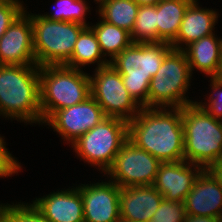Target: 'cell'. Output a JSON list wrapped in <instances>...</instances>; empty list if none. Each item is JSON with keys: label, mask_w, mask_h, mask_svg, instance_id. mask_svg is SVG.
<instances>
[{"label": "cell", "mask_w": 222, "mask_h": 222, "mask_svg": "<svg viewBox=\"0 0 222 222\" xmlns=\"http://www.w3.org/2000/svg\"><path fill=\"white\" fill-rule=\"evenodd\" d=\"M130 37L134 43H157V3L139 6Z\"/></svg>", "instance_id": "d4e9b609"}, {"label": "cell", "mask_w": 222, "mask_h": 222, "mask_svg": "<svg viewBox=\"0 0 222 222\" xmlns=\"http://www.w3.org/2000/svg\"><path fill=\"white\" fill-rule=\"evenodd\" d=\"M160 161L127 140L107 172V177L121 188L153 185Z\"/></svg>", "instance_id": "30bf717a"}, {"label": "cell", "mask_w": 222, "mask_h": 222, "mask_svg": "<svg viewBox=\"0 0 222 222\" xmlns=\"http://www.w3.org/2000/svg\"><path fill=\"white\" fill-rule=\"evenodd\" d=\"M139 6L143 5H154L158 0H134Z\"/></svg>", "instance_id": "d6a6232c"}, {"label": "cell", "mask_w": 222, "mask_h": 222, "mask_svg": "<svg viewBox=\"0 0 222 222\" xmlns=\"http://www.w3.org/2000/svg\"><path fill=\"white\" fill-rule=\"evenodd\" d=\"M81 184V185H80ZM83 202L84 222H119L121 187L109 178L76 184Z\"/></svg>", "instance_id": "7c38bea8"}, {"label": "cell", "mask_w": 222, "mask_h": 222, "mask_svg": "<svg viewBox=\"0 0 222 222\" xmlns=\"http://www.w3.org/2000/svg\"><path fill=\"white\" fill-rule=\"evenodd\" d=\"M105 117L102 108L90 96L84 102L55 111L43 126H48L47 128L59 134L61 141L70 147Z\"/></svg>", "instance_id": "8fae6325"}, {"label": "cell", "mask_w": 222, "mask_h": 222, "mask_svg": "<svg viewBox=\"0 0 222 222\" xmlns=\"http://www.w3.org/2000/svg\"><path fill=\"white\" fill-rule=\"evenodd\" d=\"M108 64L110 62L104 57L94 31L90 26H86L78 36L71 58L64 66L85 70L91 65L98 69Z\"/></svg>", "instance_id": "ffe728a7"}, {"label": "cell", "mask_w": 222, "mask_h": 222, "mask_svg": "<svg viewBox=\"0 0 222 222\" xmlns=\"http://www.w3.org/2000/svg\"><path fill=\"white\" fill-rule=\"evenodd\" d=\"M203 168L185 160L161 162L153 186L166 200L184 202Z\"/></svg>", "instance_id": "5bb4252c"}, {"label": "cell", "mask_w": 222, "mask_h": 222, "mask_svg": "<svg viewBox=\"0 0 222 222\" xmlns=\"http://www.w3.org/2000/svg\"><path fill=\"white\" fill-rule=\"evenodd\" d=\"M220 77L222 78V64H221V69H220Z\"/></svg>", "instance_id": "836d02e7"}, {"label": "cell", "mask_w": 222, "mask_h": 222, "mask_svg": "<svg viewBox=\"0 0 222 222\" xmlns=\"http://www.w3.org/2000/svg\"><path fill=\"white\" fill-rule=\"evenodd\" d=\"M119 222H130V221L120 220Z\"/></svg>", "instance_id": "e575fe53"}, {"label": "cell", "mask_w": 222, "mask_h": 222, "mask_svg": "<svg viewBox=\"0 0 222 222\" xmlns=\"http://www.w3.org/2000/svg\"><path fill=\"white\" fill-rule=\"evenodd\" d=\"M184 159L203 169L222 160V120L196 103L182 107Z\"/></svg>", "instance_id": "277c9868"}, {"label": "cell", "mask_w": 222, "mask_h": 222, "mask_svg": "<svg viewBox=\"0 0 222 222\" xmlns=\"http://www.w3.org/2000/svg\"><path fill=\"white\" fill-rule=\"evenodd\" d=\"M0 222H51L30 202L0 203Z\"/></svg>", "instance_id": "484cf974"}, {"label": "cell", "mask_w": 222, "mask_h": 222, "mask_svg": "<svg viewBox=\"0 0 222 222\" xmlns=\"http://www.w3.org/2000/svg\"><path fill=\"white\" fill-rule=\"evenodd\" d=\"M190 66L191 74L196 70L206 78L220 77L222 64V36L217 33L202 37L183 49Z\"/></svg>", "instance_id": "d6986e66"}, {"label": "cell", "mask_w": 222, "mask_h": 222, "mask_svg": "<svg viewBox=\"0 0 222 222\" xmlns=\"http://www.w3.org/2000/svg\"><path fill=\"white\" fill-rule=\"evenodd\" d=\"M40 67L0 64V117L24 125H43L40 107Z\"/></svg>", "instance_id": "7a4b0ae2"}, {"label": "cell", "mask_w": 222, "mask_h": 222, "mask_svg": "<svg viewBox=\"0 0 222 222\" xmlns=\"http://www.w3.org/2000/svg\"><path fill=\"white\" fill-rule=\"evenodd\" d=\"M207 170L214 176L218 184L222 188V160L207 168Z\"/></svg>", "instance_id": "4dcf8cb0"}, {"label": "cell", "mask_w": 222, "mask_h": 222, "mask_svg": "<svg viewBox=\"0 0 222 222\" xmlns=\"http://www.w3.org/2000/svg\"><path fill=\"white\" fill-rule=\"evenodd\" d=\"M90 76L91 96L106 117L131 121L142 108L124 86L121 74L111 65L94 69Z\"/></svg>", "instance_id": "9c48e42d"}, {"label": "cell", "mask_w": 222, "mask_h": 222, "mask_svg": "<svg viewBox=\"0 0 222 222\" xmlns=\"http://www.w3.org/2000/svg\"><path fill=\"white\" fill-rule=\"evenodd\" d=\"M97 21L98 22H95V24L90 22V27L97 37V41L104 57L111 62L132 43L130 33L122 28L105 22L100 17Z\"/></svg>", "instance_id": "603a6c76"}, {"label": "cell", "mask_w": 222, "mask_h": 222, "mask_svg": "<svg viewBox=\"0 0 222 222\" xmlns=\"http://www.w3.org/2000/svg\"><path fill=\"white\" fill-rule=\"evenodd\" d=\"M186 214L191 216H222V188L214 176L203 169L184 200Z\"/></svg>", "instance_id": "2e32d148"}, {"label": "cell", "mask_w": 222, "mask_h": 222, "mask_svg": "<svg viewBox=\"0 0 222 222\" xmlns=\"http://www.w3.org/2000/svg\"><path fill=\"white\" fill-rule=\"evenodd\" d=\"M53 12L39 13L40 16L49 20L77 22L90 26L87 22V14L91 15L89 0H54ZM56 9V10H55Z\"/></svg>", "instance_id": "cb8c5ba5"}, {"label": "cell", "mask_w": 222, "mask_h": 222, "mask_svg": "<svg viewBox=\"0 0 222 222\" xmlns=\"http://www.w3.org/2000/svg\"><path fill=\"white\" fill-rule=\"evenodd\" d=\"M70 188L56 189V192L33 198L31 203L51 222H84L80 191L76 184Z\"/></svg>", "instance_id": "9a60e30c"}, {"label": "cell", "mask_w": 222, "mask_h": 222, "mask_svg": "<svg viewBox=\"0 0 222 222\" xmlns=\"http://www.w3.org/2000/svg\"><path fill=\"white\" fill-rule=\"evenodd\" d=\"M211 90L207 92L204 100L195 101V103L213 118L222 120V78L208 77ZM204 101V102H203Z\"/></svg>", "instance_id": "4316f807"}, {"label": "cell", "mask_w": 222, "mask_h": 222, "mask_svg": "<svg viewBox=\"0 0 222 222\" xmlns=\"http://www.w3.org/2000/svg\"><path fill=\"white\" fill-rule=\"evenodd\" d=\"M27 12L32 21L36 64L39 67L65 65L86 26L77 22L49 20L39 13Z\"/></svg>", "instance_id": "52a82bcc"}, {"label": "cell", "mask_w": 222, "mask_h": 222, "mask_svg": "<svg viewBox=\"0 0 222 222\" xmlns=\"http://www.w3.org/2000/svg\"><path fill=\"white\" fill-rule=\"evenodd\" d=\"M27 7L0 38L1 65H37L33 47L32 21Z\"/></svg>", "instance_id": "4fadbf2b"}, {"label": "cell", "mask_w": 222, "mask_h": 222, "mask_svg": "<svg viewBox=\"0 0 222 222\" xmlns=\"http://www.w3.org/2000/svg\"><path fill=\"white\" fill-rule=\"evenodd\" d=\"M5 136L0 134V178L12 177L22 171V163L8 151Z\"/></svg>", "instance_id": "f546056e"}, {"label": "cell", "mask_w": 222, "mask_h": 222, "mask_svg": "<svg viewBox=\"0 0 222 222\" xmlns=\"http://www.w3.org/2000/svg\"><path fill=\"white\" fill-rule=\"evenodd\" d=\"M25 6L23 0H0V38L25 10Z\"/></svg>", "instance_id": "f1b7e54d"}, {"label": "cell", "mask_w": 222, "mask_h": 222, "mask_svg": "<svg viewBox=\"0 0 222 222\" xmlns=\"http://www.w3.org/2000/svg\"><path fill=\"white\" fill-rule=\"evenodd\" d=\"M127 140L128 122L117 117H105L70 148L77 158L104 175Z\"/></svg>", "instance_id": "ba28073f"}, {"label": "cell", "mask_w": 222, "mask_h": 222, "mask_svg": "<svg viewBox=\"0 0 222 222\" xmlns=\"http://www.w3.org/2000/svg\"><path fill=\"white\" fill-rule=\"evenodd\" d=\"M40 107L44 123L55 111L91 96L89 72L64 65L40 67Z\"/></svg>", "instance_id": "5b68a950"}, {"label": "cell", "mask_w": 222, "mask_h": 222, "mask_svg": "<svg viewBox=\"0 0 222 222\" xmlns=\"http://www.w3.org/2000/svg\"><path fill=\"white\" fill-rule=\"evenodd\" d=\"M185 217L184 202H175L163 198L150 222H184Z\"/></svg>", "instance_id": "83f0119b"}, {"label": "cell", "mask_w": 222, "mask_h": 222, "mask_svg": "<svg viewBox=\"0 0 222 222\" xmlns=\"http://www.w3.org/2000/svg\"><path fill=\"white\" fill-rule=\"evenodd\" d=\"M163 198V195L153 185L121 188L120 220L150 222Z\"/></svg>", "instance_id": "e0dca14e"}, {"label": "cell", "mask_w": 222, "mask_h": 222, "mask_svg": "<svg viewBox=\"0 0 222 222\" xmlns=\"http://www.w3.org/2000/svg\"><path fill=\"white\" fill-rule=\"evenodd\" d=\"M199 3L200 0H193L186 9L179 32L170 43L172 48L183 50L190 43L216 32L221 15L217 9L204 8Z\"/></svg>", "instance_id": "ac0fdd59"}, {"label": "cell", "mask_w": 222, "mask_h": 222, "mask_svg": "<svg viewBox=\"0 0 222 222\" xmlns=\"http://www.w3.org/2000/svg\"><path fill=\"white\" fill-rule=\"evenodd\" d=\"M193 0L157 2V43H171L177 36L188 6Z\"/></svg>", "instance_id": "44dd1931"}, {"label": "cell", "mask_w": 222, "mask_h": 222, "mask_svg": "<svg viewBox=\"0 0 222 222\" xmlns=\"http://www.w3.org/2000/svg\"><path fill=\"white\" fill-rule=\"evenodd\" d=\"M95 4L97 17L131 33L139 9L134 0H99Z\"/></svg>", "instance_id": "7402d4cb"}, {"label": "cell", "mask_w": 222, "mask_h": 222, "mask_svg": "<svg viewBox=\"0 0 222 222\" xmlns=\"http://www.w3.org/2000/svg\"><path fill=\"white\" fill-rule=\"evenodd\" d=\"M220 218L208 216H191L186 214L184 222H219Z\"/></svg>", "instance_id": "1f68e13d"}, {"label": "cell", "mask_w": 222, "mask_h": 222, "mask_svg": "<svg viewBox=\"0 0 222 222\" xmlns=\"http://www.w3.org/2000/svg\"><path fill=\"white\" fill-rule=\"evenodd\" d=\"M172 49L168 42L134 43L118 54L110 64L121 74L124 86L141 107L148 108L151 78Z\"/></svg>", "instance_id": "3957f363"}, {"label": "cell", "mask_w": 222, "mask_h": 222, "mask_svg": "<svg viewBox=\"0 0 222 222\" xmlns=\"http://www.w3.org/2000/svg\"><path fill=\"white\" fill-rule=\"evenodd\" d=\"M128 140L160 162L184 159L182 108H147L128 122Z\"/></svg>", "instance_id": "6da1fadb"}, {"label": "cell", "mask_w": 222, "mask_h": 222, "mask_svg": "<svg viewBox=\"0 0 222 222\" xmlns=\"http://www.w3.org/2000/svg\"><path fill=\"white\" fill-rule=\"evenodd\" d=\"M192 76L184 51L172 48L151 78L148 108H182L195 103L188 96Z\"/></svg>", "instance_id": "8992f818"}]
</instances>
